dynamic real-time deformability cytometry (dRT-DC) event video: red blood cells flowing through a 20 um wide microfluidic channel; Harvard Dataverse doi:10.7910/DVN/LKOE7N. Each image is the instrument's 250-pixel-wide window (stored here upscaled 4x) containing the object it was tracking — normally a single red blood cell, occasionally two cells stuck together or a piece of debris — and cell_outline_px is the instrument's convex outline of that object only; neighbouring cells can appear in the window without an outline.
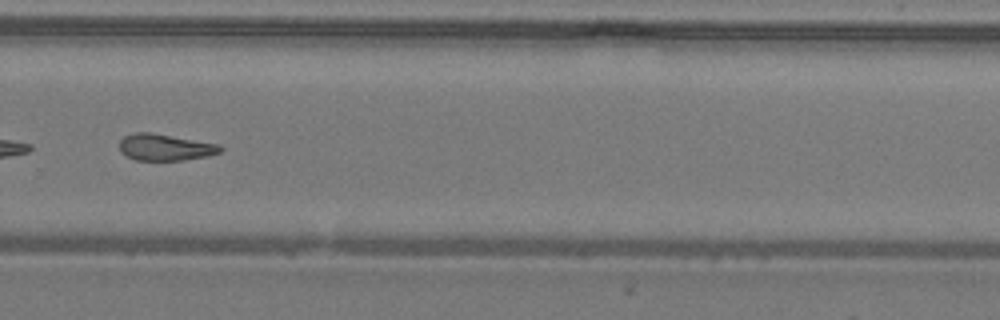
{"species": "common noctule bat (a hibernating species)", "species_latin": "Nyctalus noctula", "temperature_condition": "warm", "stored_images_in_passage": 40, "camera_frame_rate_fps": 3000, "um_per_image_px": 0.085, "animal": {"sex": "male", "body_mass_g": 19.2, "forearm_length_mm": 51.8}, "frame": {"image": 1, "passage_image": 29, "time_ms": 9.333, "image_size_px": [1000, 320], "cell_outline_px": [[224, 148], [220, 152], [208, 156], [184, 160], [136, 160], [124, 156], [120, 152], [120, 140], [124, 136], [136, 132], [152, 132], [220, 144]], "centroid_in_image_um": [14.04, 12.52], "position_along_channel_um": 315.8, "area_um2": 15.84}}